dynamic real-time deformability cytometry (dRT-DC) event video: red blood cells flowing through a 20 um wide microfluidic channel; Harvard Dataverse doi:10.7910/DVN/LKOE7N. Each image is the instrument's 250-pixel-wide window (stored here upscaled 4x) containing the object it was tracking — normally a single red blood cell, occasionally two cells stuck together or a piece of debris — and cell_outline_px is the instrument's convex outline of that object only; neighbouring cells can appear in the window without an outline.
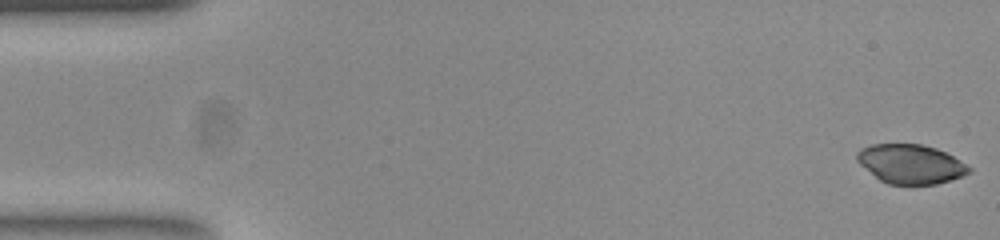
{"species": "common noctule bat (a hibernating species)", "species_latin": "Nyctalus noctula", "temperature_condition": "room temperature", "stored_images_in_passage": 52, "camera_frame_rate_fps": 3000, "um_per_image_px": 0.085, "animal": {"sex": "female", "body_mass_g": 23.0, "forearm_length_mm": 53.4}, "frame": {"image": 1, "passage_image": 1, "time_ms": 0.0, "image_size_px": [1000, 240], "cell_outline_px": [[972, 172], [936, 184], [888, 184], [880, 180], [860, 164], [856, 160], [856, 152], [860, 148], [872, 144], [920, 144], [936, 148], [960, 160], [972, 168]], "centroid_in_image_um": [77.38, 13.93], "position_along_channel_um": 7.6, "area_um2": 25.43}}
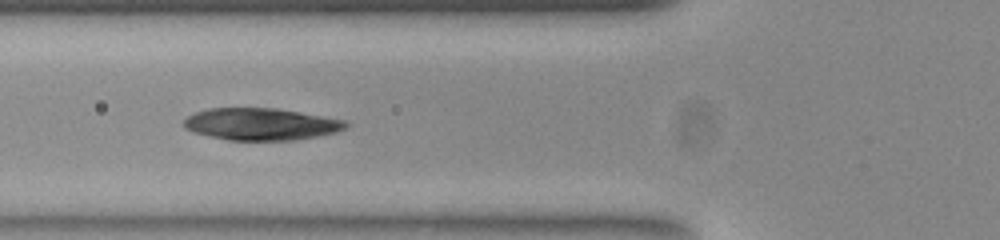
{"frame": {"image": 2, "passage_image": 19, "time_ms": 6.0, "image_size_px": [1000, 240], "cell_outline_px": [[348, 128], [336, 132], [296, 140], [228, 140], [192, 132], [184, 128], [184, 120], [188, 116], [196, 112], [208, 108], [276, 108], [300, 112], [344, 120], [348, 124]], "centroid_in_image_um": [22.17, 10.55], "position_along_channel_um": 103.6, "area_um2": 30.17}}
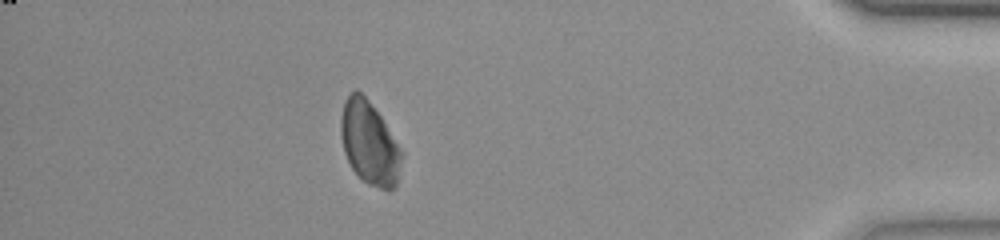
{"frame": {"image": 3, "passage_image": 46, "time_ms": 15.0, "image_size_px": [1000, 240], "cell_outline_px": [[400, 156], [396, 188], [380, 188], [368, 184], [352, 168], [344, 152], [340, 136], [340, 120], [344, 100], [356, 88], [368, 100], [380, 116], [400, 148]], "centroid_in_image_um": [31.34, 12.12], "position_along_channel_um": 403.9, "area_um2": 28.67}}